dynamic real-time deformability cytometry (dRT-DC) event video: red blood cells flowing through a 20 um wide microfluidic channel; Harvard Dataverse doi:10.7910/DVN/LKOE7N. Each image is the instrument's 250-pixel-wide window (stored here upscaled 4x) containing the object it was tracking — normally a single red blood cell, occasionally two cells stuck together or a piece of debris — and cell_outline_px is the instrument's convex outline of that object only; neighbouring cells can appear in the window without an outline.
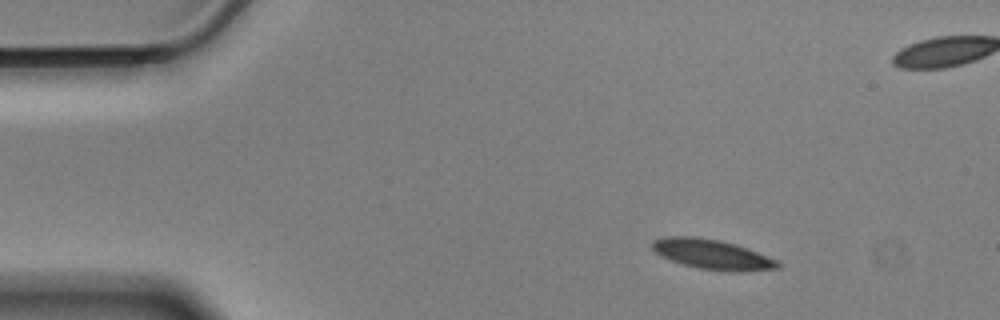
{"species": "Egyptian fruit bat (a non-hibernating species)", "species_latin": "Rousettus aegyptiacus", "temperature_condition": "cold", "stored_images_in_passage": 51, "camera_frame_rate_fps": 3000, "um_per_image_px": 0.085, "animal": {"sex": "male"}, "frame": {"image": 1, "passage_image": 1, "time_ms": 0.0, "image_size_px": [1000, 320], "cell_outline_px": [[780, 268], [740, 272], [700, 268], [684, 264], [660, 256], [652, 248], [652, 240], [664, 236], [696, 236], [720, 240], [736, 244], [776, 260], [780, 264]], "centroid_in_image_um": [60.5, 21.6], "position_along_channel_um": 24.5, "area_um2": 21.62}}
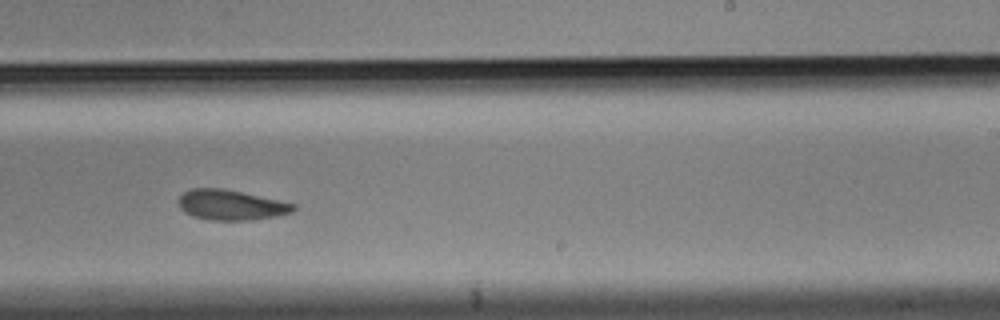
{"frame": {"image": 2, "passage_image": 28, "time_ms": 9.0, "image_size_px": [1000, 320], "cell_outline_px": [[296, 208], [292, 212], [276, 216], [252, 220], [208, 220], [192, 216], [184, 212], [180, 208], [180, 196], [184, 192], [192, 188], [224, 188], [296, 204]], "centroid_in_image_um": [19.63, 17.42], "position_along_channel_um": 269.4, "area_um2": 20.17}}
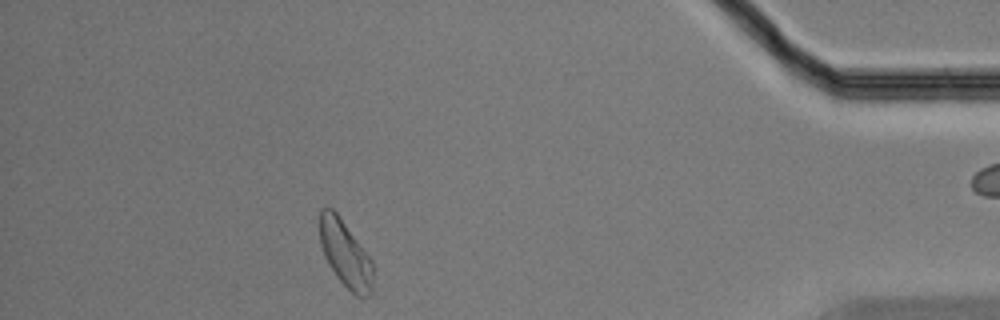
{"frame": {"image": 3, "passage_image": 44, "time_ms": 14.333, "image_size_px": [1000, 320], "cell_outline_px": [[372, 292], [368, 296], [356, 296], [336, 276], [328, 264], [324, 256], [320, 244], [320, 208], [332, 208], [336, 212], [372, 260]], "centroid_in_image_um": [29.34, 21.58], "position_along_channel_um": 405.9, "area_um2": 20.35}, "authors_computed_cell_mechanics": {"area_um2": 21.2704, "velocity_mm_per_s": 3.4811, "shape_relaxation_time_tau1_ms": 8.4066, "shape_relaxation_time_tau2_ms": 6.5969, "deformation_change_tau1": 0.1382, "deformation_change_tau2": 0.1228}}